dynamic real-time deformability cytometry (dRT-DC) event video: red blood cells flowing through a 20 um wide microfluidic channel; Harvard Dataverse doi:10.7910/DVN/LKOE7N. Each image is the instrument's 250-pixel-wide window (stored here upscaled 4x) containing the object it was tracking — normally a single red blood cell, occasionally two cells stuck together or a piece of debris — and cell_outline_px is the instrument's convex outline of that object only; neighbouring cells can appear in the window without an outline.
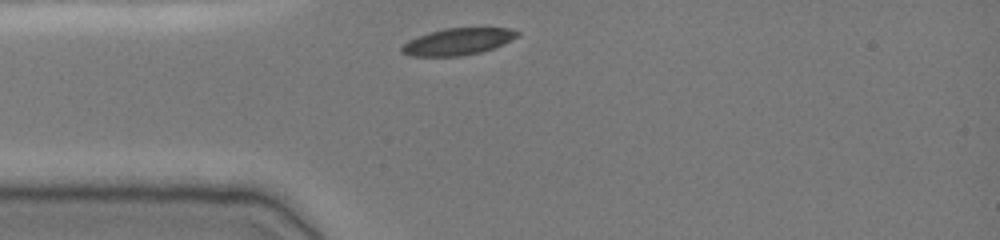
{"species": "common noctule bat (a hibernating species)", "species_latin": "Nyctalus noctula", "temperature_condition": "cold", "stored_images_in_passage": 34, "camera_frame_rate_fps": 3000, "um_per_image_px": 0.085, "animal": {"sex": "female", "body_mass_g": 19.0, "forearm_length_mm": 51.5}, "frame": {"image": 1, "passage_image": 1, "time_ms": 0.0, "image_size_px": [1000, 240], "cell_outline_px": [[520, 32], [516, 36], [492, 48], [480, 52], [460, 56], [408, 56], [400, 52], [400, 48], [408, 40], [416, 36], [428, 32], [444, 28], [512, 28]], "centroid_in_image_um": [38.82, 3.53], "position_along_channel_um": 46.2, "area_um2": 17.92}}
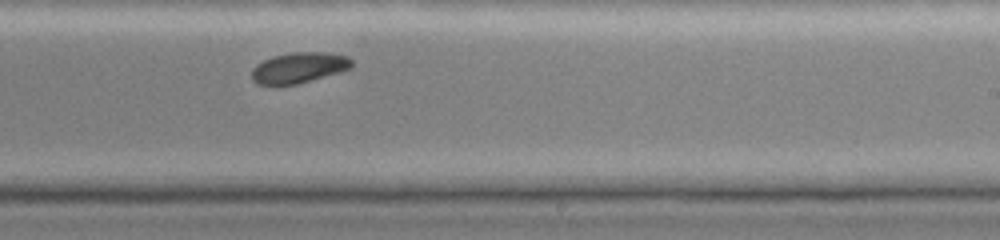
{"frame": {"image": 2, "passage_image": 19, "time_ms": 6.0, "image_size_px": [1000, 240], "cell_outline_px": [[352, 68], [340, 72], [296, 84], [276, 88], [256, 84], [252, 80], [252, 68], [256, 64], [272, 56], [292, 52], [328, 52], [348, 56], [352, 60]], "centroid_in_image_um": [25.36, 5.78], "position_along_channel_um": 263.6, "area_um2": 18.44}}
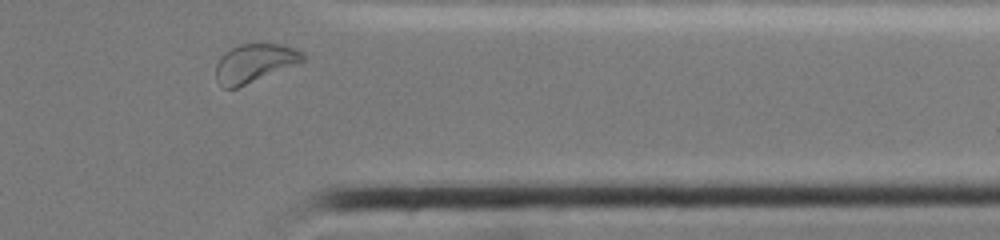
{"frame": {"image": 3, "passage_image": 29, "time_ms": 9.333, "image_size_px": [1000, 240], "cell_outline_px": [[304, 60], [296, 64], [236, 88], [224, 88], [216, 80], [216, 64], [220, 56], [224, 52], [240, 44], [280, 44], [304, 52]], "centroid_in_image_um": [21.59, 5.36], "position_along_channel_um": 389.8, "area_um2": 19.13}, "authors_computed_cell_mechanics": {"area_um2": 18.6694, "velocity_mm_per_s": 3.7868, "shape_relaxation_time_tau1_ms": 2.3838, "shape_relaxation_time_tau2_ms": null, "deformation_change_tau1": 0.0774, "deformation_change_tau2": null}}